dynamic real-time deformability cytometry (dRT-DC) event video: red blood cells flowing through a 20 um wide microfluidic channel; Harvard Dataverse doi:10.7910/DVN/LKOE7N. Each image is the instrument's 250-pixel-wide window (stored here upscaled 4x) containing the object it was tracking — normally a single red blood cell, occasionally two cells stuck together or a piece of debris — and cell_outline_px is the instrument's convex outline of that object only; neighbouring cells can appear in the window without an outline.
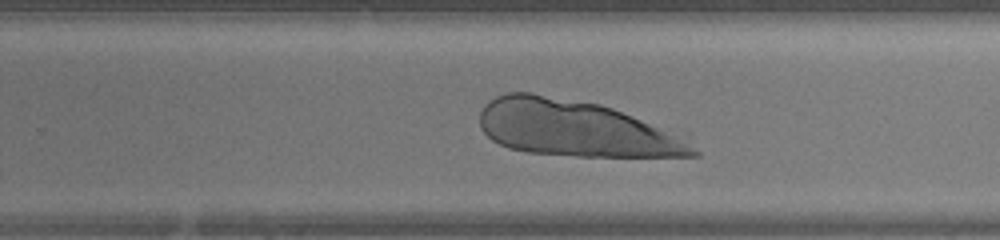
{"species": "human", "species_latin": "Homo sapiens", "temperature_condition": "warm", "stored_images_in_passage": 35, "camera_frame_rate_fps": 3000, "um_per_image_px": 0.085, "donor": {"sex": "female"}, "frame": {"image": 1, "passage_image": 25, "time_ms": 8.0, "image_size_px": [1000, 240], "cell_outline_px": [[700, 156], [576, 156], [528, 152], [508, 148], [492, 140], [480, 128], [480, 112], [484, 104], [488, 100], [496, 96], [508, 92], [532, 92], [600, 104], [612, 108], [640, 120], [656, 128], [700, 152]], "centroid_in_image_um": [48.67, 10.9], "position_along_channel_um": 281.1, "area_um2": 68.03}}